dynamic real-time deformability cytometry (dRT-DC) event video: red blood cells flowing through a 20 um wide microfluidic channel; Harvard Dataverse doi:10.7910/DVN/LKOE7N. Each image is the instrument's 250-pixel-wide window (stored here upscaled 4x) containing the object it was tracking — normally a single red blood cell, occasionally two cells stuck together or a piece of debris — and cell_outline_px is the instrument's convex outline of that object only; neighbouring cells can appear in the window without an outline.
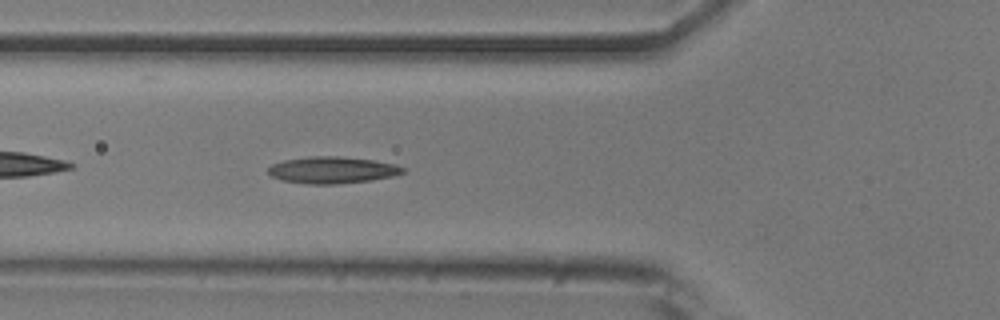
{"species": "common noctule bat (a hibernating species)", "species_latin": "Nyctalus noctula", "temperature_condition": "room temperature", "stored_images_in_passage": 12, "camera_frame_rate_fps": 3000, "um_per_image_px": 0.085, "animal": {"sex": "male", "body_mass_g": 20.5, "forearm_length_mm": 52.5}, "frame": {"image": 1, "passage_image": 5, "time_ms": 1.333, "image_size_px": [1000, 320], "cell_outline_px": [[408, 168], [404, 172], [392, 176], [372, 180], [336, 184], [308, 184], [284, 180], [272, 176], [268, 172], [268, 168], [272, 164], [284, 160], [308, 156], [340, 156], [372, 160], [396, 164]], "centroid_in_image_um": [28.28, 14.44], "position_along_channel_um": 97.5, "area_um2": 20.98}}